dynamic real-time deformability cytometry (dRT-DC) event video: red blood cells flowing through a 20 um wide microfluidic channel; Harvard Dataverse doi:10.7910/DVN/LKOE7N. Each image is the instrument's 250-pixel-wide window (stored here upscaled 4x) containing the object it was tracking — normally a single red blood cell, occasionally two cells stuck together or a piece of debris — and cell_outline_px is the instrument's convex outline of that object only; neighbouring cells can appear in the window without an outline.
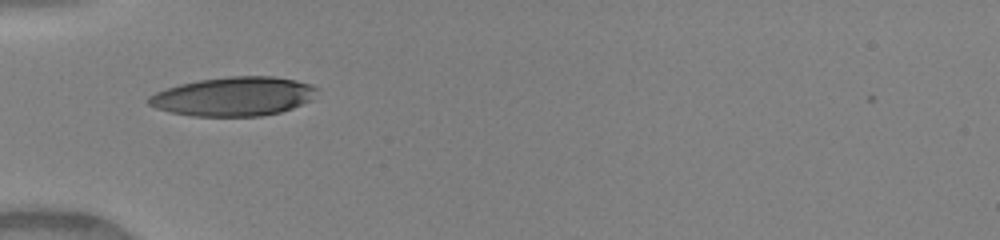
{"species": "human", "species_latin": "Homo sapiens", "temperature_condition": "warm", "stored_images_in_passage": 33, "camera_frame_rate_fps": 3000, "um_per_image_px": 0.085, "donor": {"sex": "female"}, "frame": {"image": 1, "passage_image": 1, "time_ms": 0.0, "image_size_px": [1000, 240], "cell_outline_px": [[316, 88], [312, 100], [292, 108], [280, 112], [260, 116], [192, 116], [172, 112], [156, 108], [148, 104], [148, 96], [156, 92], [180, 84], [200, 80], [228, 76], [276, 76], [296, 80], [312, 84]], "centroid_in_image_um": [19.87, 8.19], "position_along_channel_um": 65.1, "area_um2": 38.15}}
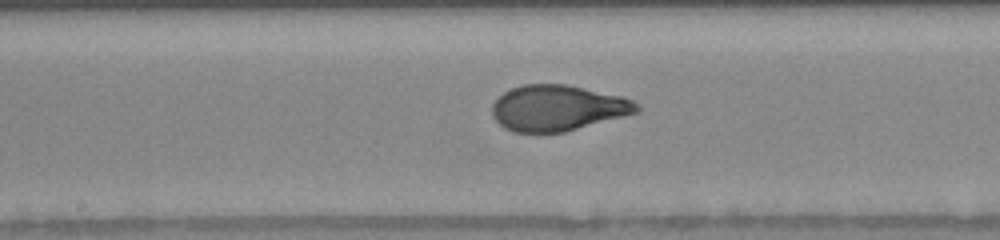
{"frame": {"image": 2, "passage_image": 11, "time_ms": 3.333, "image_size_px": [1000, 240], "cell_outline_px": [[640, 112], [564, 132], [512, 132], [504, 128], [492, 116], [492, 104], [504, 92], [520, 84], [568, 84], [620, 96], [632, 100], [640, 104]], "centroid_in_image_um": [47.41, 9.17], "position_along_channel_um": 200.8, "area_um2": 38.67}}
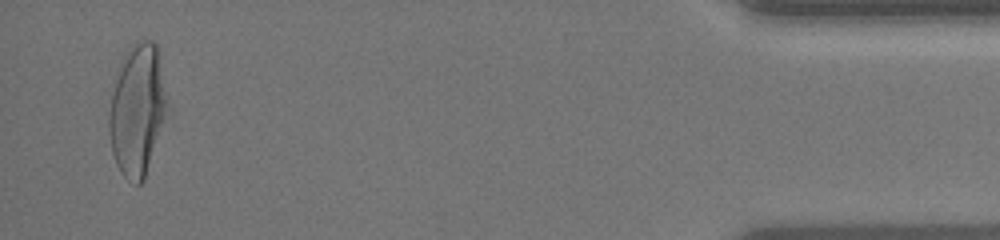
{"frame": {"image": 3, "passage_image": 32, "time_ms": 10.333, "image_size_px": [1000, 240], "cell_outline_px": [[164, 112], [144, 180], [140, 184], [136, 184], [128, 180], [120, 172], [116, 164], [112, 152], [108, 128], [108, 120], [112, 92], [120, 60], [124, 52], [132, 44], [140, 40], [152, 40], [160, 48], [164, 92]], "centroid_in_image_um": [11.61, 9.27], "position_along_channel_um": 423.6, "area_um2": 43.52}, "authors_computed_cell_mechanics": {"area_um2": 38.8416, "velocity_mm_per_s": 4.1575, "shape_relaxation_time_tau1_ms": 4.2409, "shape_relaxation_time_tau2_ms": null, "deformation_change_tau1": 0.2233, "deformation_change_tau2": null}}